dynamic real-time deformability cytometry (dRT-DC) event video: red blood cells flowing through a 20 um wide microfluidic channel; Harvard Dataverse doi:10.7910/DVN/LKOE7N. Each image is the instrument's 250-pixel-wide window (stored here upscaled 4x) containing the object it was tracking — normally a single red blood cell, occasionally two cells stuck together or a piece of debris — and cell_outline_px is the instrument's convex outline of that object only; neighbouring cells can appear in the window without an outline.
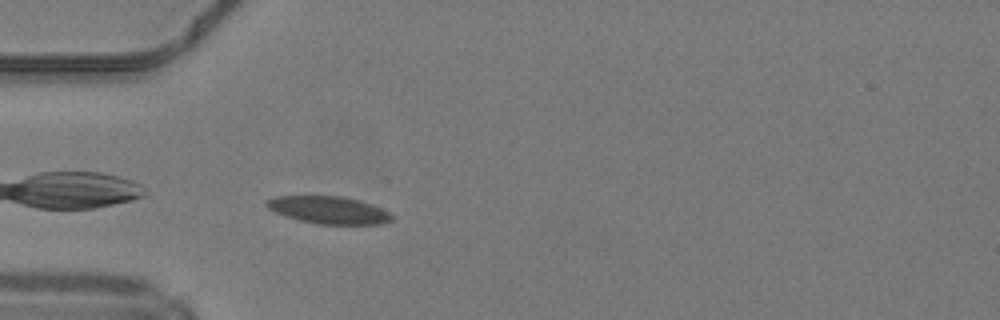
{"species": "common noctule bat (a hibernating species)", "species_latin": "Nyctalus noctula", "temperature_condition": "warm", "stored_images_in_passage": 25, "camera_frame_rate_fps": 3000, "um_per_image_px": 0.085, "animal": {"sex": "male", "body_mass_g": 19.2, "forearm_length_mm": 51.8}, "frame": {"image": 1, "passage_image": 1, "time_ms": 0.0, "image_size_px": [1000, 320], "cell_outline_px": [[392, 220], [384, 224], [316, 224], [284, 216], [268, 208], [264, 204], [264, 200], [276, 196], [344, 196], [380, 208], [388, 212], [392, 216]], "centroid_in_image_um": [27.88, 17.85], "position_along_channel_um": 57.1, "area_um2": 19.88}}
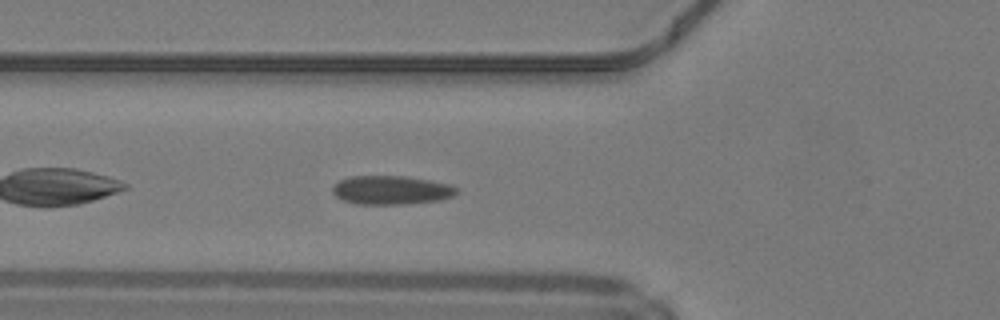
{"frame": {"image": 2, "passage_image": 4, "time_ms": 1.0, "image_size_px": [1000, 320], "cell_outline_px": [[460, 192], [452, 196], [440, 200], [404, 204], [356, 204], [344, 200], [336, 196], [332, 192], [332, 188], [340, 180], [348, 176], [404, 176], [428, 180], [448, 184], [460, 188]], "centroid_in_image_um": [33.28, 16.16], "position_along_channel_um": 92.5, "area_um2": 20.81}}
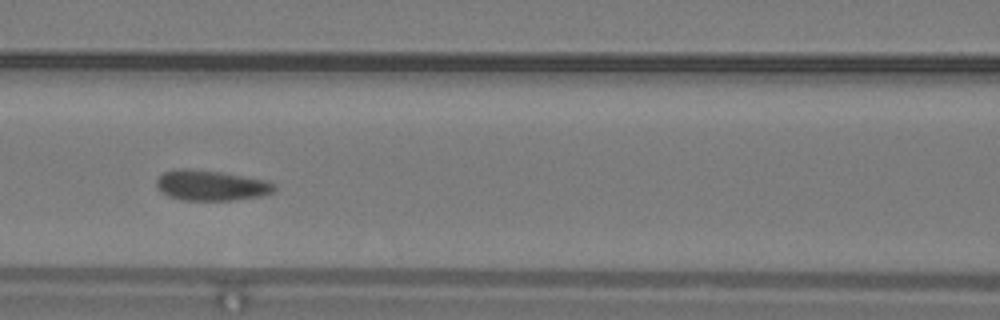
{"frame": {"image": 3, "passage_image": 8, "time_ms": 2.333, "image_size_px": [1000, 320], "cell_outline_px": [[276, 188], [272, 192], [264, 196], [232, 200], [180, 200], [168, 196], [156, 184], [156, 180], [164, 172], [180, 168], [184, 168], [220, 172], [268, 180], [276, 184]], "centroid_in_image_um": [17.99, 15.76], "position_along_channel_um": 148.6, "area_um2": 20.81}}